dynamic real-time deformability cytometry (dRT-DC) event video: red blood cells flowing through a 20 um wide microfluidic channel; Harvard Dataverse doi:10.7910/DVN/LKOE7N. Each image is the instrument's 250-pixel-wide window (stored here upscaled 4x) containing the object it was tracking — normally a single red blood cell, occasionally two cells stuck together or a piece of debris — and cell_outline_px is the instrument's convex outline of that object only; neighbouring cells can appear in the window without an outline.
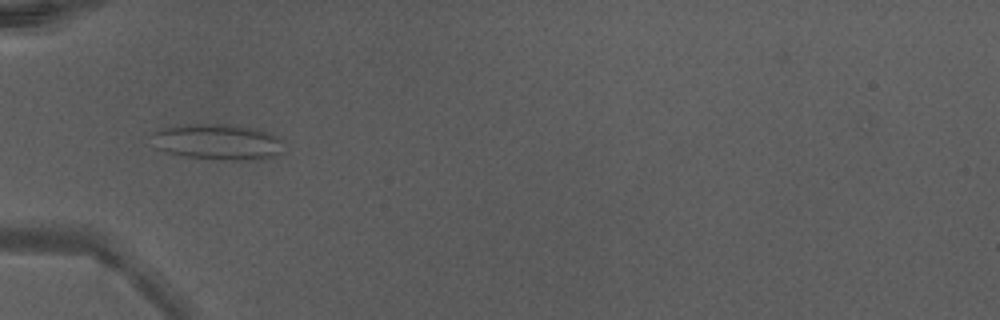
{"species": "Egyptian fruit bat (a non-hibernating species)", "species_latin": "Rousettus aegyptiacus", "temperature_condition": "warm", "stored_images_in_passage": 7, "camera_frame_rate_fps": 3000, "um_per_image_px": 0.085, "animal": {"sex": "male"}, "frame": {"image": 1, "passage_image": 5, "time_ms": 1.333, "image_size_px": [1000, 320], "cell_outline_px": [[284, 152], [264, 160], [228, 160], [188, 156], [168, 152], [156, 148], [152, 132], [164, 128], [196, 124], [228, 124], [256, 128], [268, 132], [276, 136], [280, 140]], "centroid_in_image_um": [18.58, 12.07], "position_along_channel_um": 66.4, "area_um2": 27.34}}